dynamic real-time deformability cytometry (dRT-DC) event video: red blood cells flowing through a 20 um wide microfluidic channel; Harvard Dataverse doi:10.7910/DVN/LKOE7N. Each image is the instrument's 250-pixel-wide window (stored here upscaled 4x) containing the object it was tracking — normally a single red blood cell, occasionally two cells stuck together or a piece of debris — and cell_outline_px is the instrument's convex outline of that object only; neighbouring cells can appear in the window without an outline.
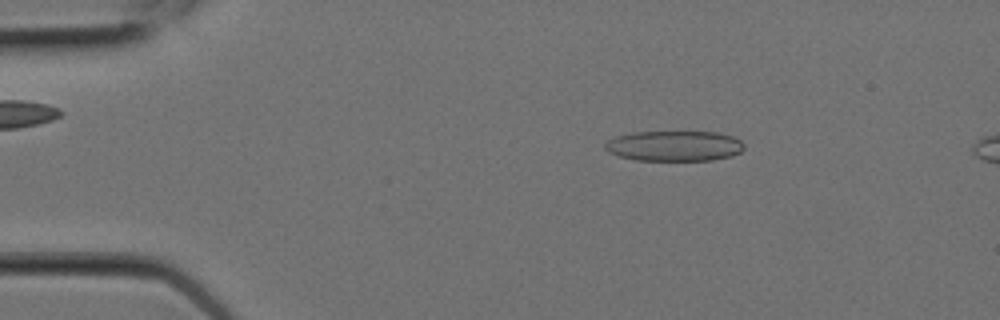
{"species": "Egyptian fruit bat (a non-hibernating species)", "species_latin": "Rousettus aegyptiacus", "temperature_condition": "room temperature", "stored_images_in_passage": 3, "camera_frame_rate_fps": 3000, "um_per_image_px": 0.085, "animal": {"sex": "female"}, "frame": {"image": 1, "passage_image": 1, "time_ms": 0.0, "image_size_px": [1000, 320], "cell_outline_px": [[744, 148], [740, 152], [732, 156], [712, 160], [636, 160], [620, 156], [608, 152], [604, 148], [604, 144], [608, 140], [616, 136], [632, 132], [716, 132], [732, 136], [740, 140], [744, 144]], "centroid_in_image_um": [57.31, 12.4], "position_along_channel_um": 27.7, "area_um2": 24.62}}